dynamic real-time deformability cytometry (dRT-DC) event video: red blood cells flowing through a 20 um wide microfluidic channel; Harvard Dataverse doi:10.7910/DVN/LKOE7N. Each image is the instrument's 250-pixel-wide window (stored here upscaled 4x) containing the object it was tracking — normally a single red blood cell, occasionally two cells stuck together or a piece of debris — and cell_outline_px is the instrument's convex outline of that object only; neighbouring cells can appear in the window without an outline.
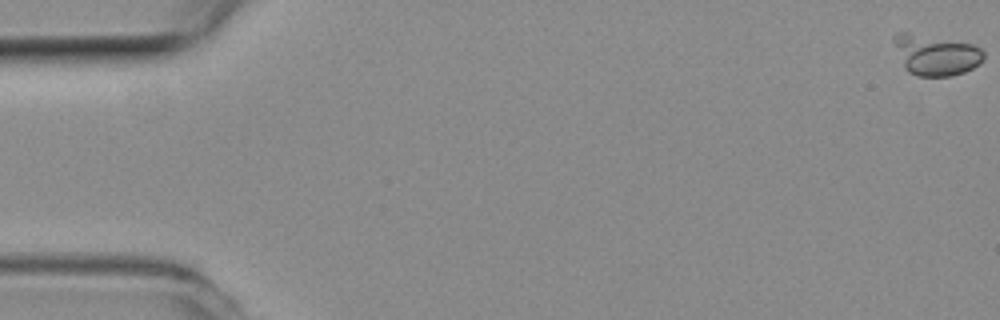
{"species": "common noctule bat (a hibernating species)", "species_latin": "Nyctalus noctula", "temperature_condition": "room temperature", "stored_images_in_passage": 55, "camera_frame_rate_fps": 3000, "um_per_image_px": 0.085, "animal": {"sex": "female", "body_mass_g": 19.3, "forearm_length_mm": 54.1}, "frame": {"image": 1, "passage_image": 1, "time_ms": 0.0, "image_size_px": [1000, 320], "cell_outline_px": [[984, 60], [980, 64], [964, 72], [952, 76], [920, 76], [908, 72], [904, 68], [892, 40], [892, 36], [896, 32], [908, 32], [972, 44], [980, 48], [984, 52]], "centroid_in_image_um": [79.52, 4.67], "position_along_channel_um": 5.5, "area_um2": 21.33}}
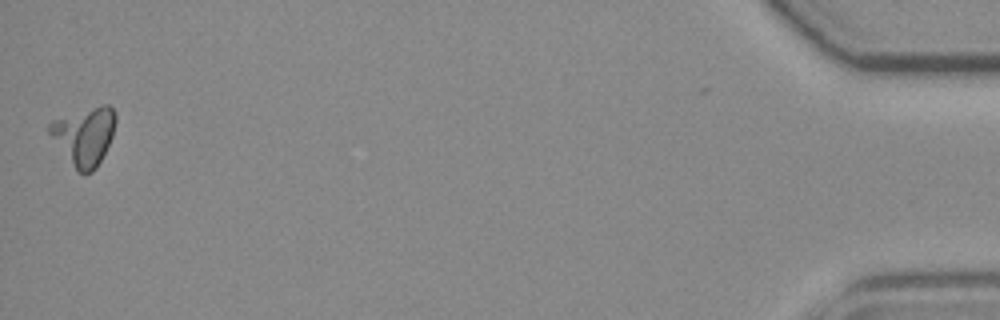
{"frame": {"image": 2, "passage_image": 55, "time_ms": 18.0, "image_size_px": [1000, 320], "cell_outline_px": [[116, 120], [112, 136], [96, 168], [92, 172], [84, 176], [76, 168], [48, 132], [48, 124], [52, 120], [100, 104], [108, 104], [112, 108], [116, 116]], "centroid_in_image_um": [7.19, 11.52], "position_along_channel_um": 428.0, "area_um2": 21.85}}